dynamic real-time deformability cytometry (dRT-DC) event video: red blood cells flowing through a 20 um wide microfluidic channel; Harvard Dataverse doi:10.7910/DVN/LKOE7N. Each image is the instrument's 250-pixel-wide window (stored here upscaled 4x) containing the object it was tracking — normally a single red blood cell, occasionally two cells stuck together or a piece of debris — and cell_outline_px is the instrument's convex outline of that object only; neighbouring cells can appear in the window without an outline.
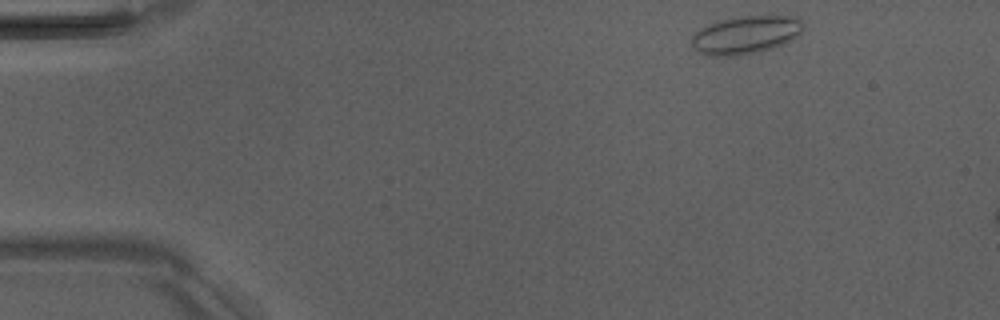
{"species": "Egyptian fruit bat (a non-hibernating species)", "species_latin": "Rousettus aegyptiacus", "temperature_condition": "room temperature", "stored_images_in_passage": 3, "camera_frame_rate_fps": 3000, "um_per_image_px": 0.085, "animal": {"sex": "male"}, "frame": {"image": 1, "passage_image": 1, "time_ms": 0.0, "image_size_px": [1000, 320], "cell_outline_px": [[804, 28], [800, 36], [784, 44], [772, 48], [756, 52], [732, 56], [708, 56], [692, 48], [692, 36], [696, 32], [716, 20], [744, 16], [796, 16], [804, 24]], "centroid_in_image_um": [63.42, 2.96], "position_along_channel_um": 21.6, "area_um2": 24.85}}